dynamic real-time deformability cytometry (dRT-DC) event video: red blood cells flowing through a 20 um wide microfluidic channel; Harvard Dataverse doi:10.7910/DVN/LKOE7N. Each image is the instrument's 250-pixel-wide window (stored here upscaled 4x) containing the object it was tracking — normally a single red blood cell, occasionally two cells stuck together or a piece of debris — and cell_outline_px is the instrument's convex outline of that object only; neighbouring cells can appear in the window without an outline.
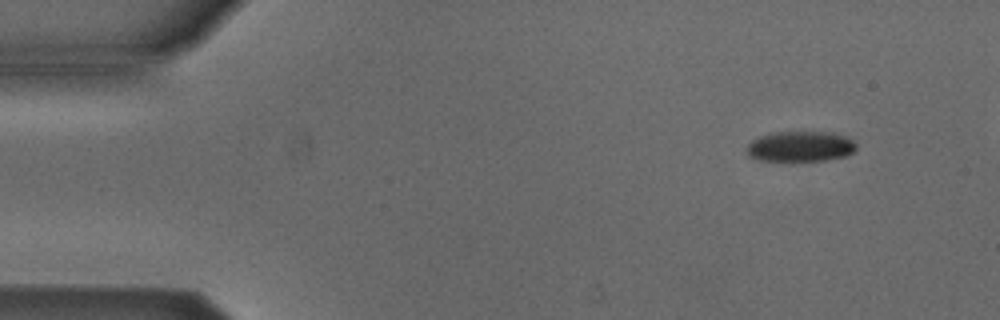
{"species": "Egyptian fruit bat (a non-hibernating species)", "species_latin": "Rousettus aegyptiacus", "temperature_condition": "cold", "stored_images_in_passage": 5, "camera_frame_rate_fps": 3000, "um_per_image_px": 0.085, "animal": {"sex": "male"}, "frame": {"image": 1, "passage_image": 2, "time_ms": 1.0, "image_size_px": [1000, 320], "cell_outline_px": [[856, 148], [848, 156], [828, 160], [792, 164], [780, 164], [756, 160], [748, 156], [748, 144], [752, 140], [760, 136], [776, 132], [832, 132], [848, 136], [856, 144]], "centroid_in_image_um": [68.02, 12.52], "position_along_channel_um": 17.0, "area_um2": 20.63}}